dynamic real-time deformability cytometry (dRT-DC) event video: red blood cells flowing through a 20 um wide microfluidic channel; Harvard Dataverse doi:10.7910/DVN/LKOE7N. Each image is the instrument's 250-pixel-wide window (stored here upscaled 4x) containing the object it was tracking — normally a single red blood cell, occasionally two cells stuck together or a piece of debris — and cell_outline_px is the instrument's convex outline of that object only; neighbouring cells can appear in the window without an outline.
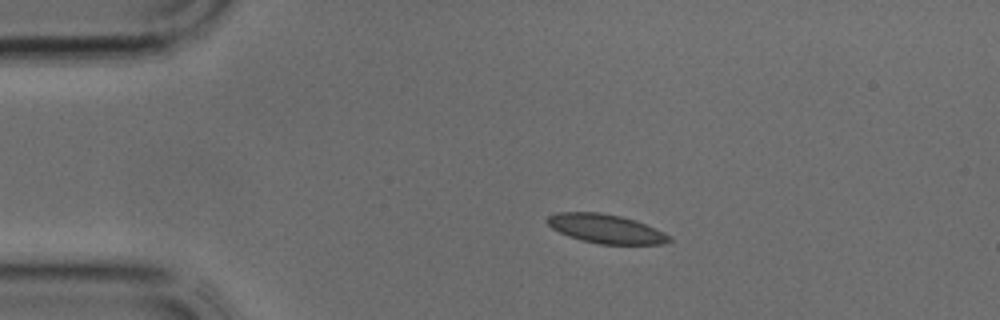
{"species": "common noctule bat (a hibernating species)", "species_latin": "Nyctalus noctula", "temperature_condition": "cold", "stored_images_in_passage": 32, "camera_frame_rate_fps": 3000, "um_per_image_px": 0.085, "animal": {"sex": "male", "body_mass_g": 17.9, "forearm_length_mm": 54.2}, "frame": {"image": 1, "passage_image": 1, "time_ms": 0.0, "image_size_px": [1000, 320], "cell_outline_px": [[672, 240], [664, 244], [600, 244], [568, 236], [552, 228], [544, 220], [548, 216], [556, 212], [600, 212], [620, 216], [636, 220], [664, 232], [672, 236]], "centroid_in_image_um": [51.51, 19.43], "position_along_channel_um": 33.5, "area_um2": 20.63}}
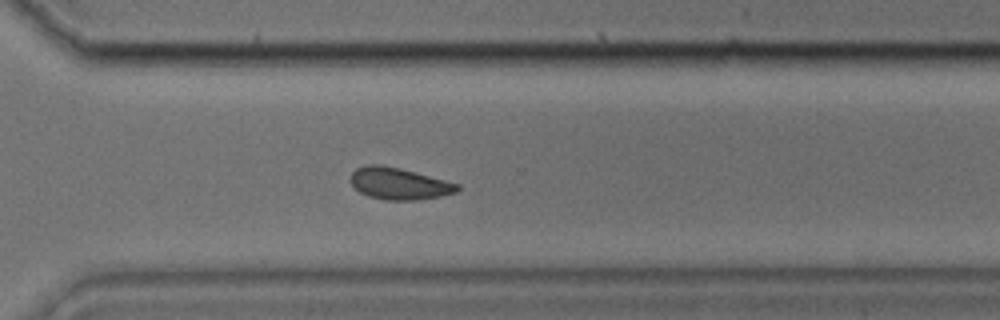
{"frame": {"image": 2, "passage_image": 21, "time_ms": 6.667, "image_size_px": [1000, 320], "cell_outline_px": [[460, 188], [456, 192], [440, 196], [416, 200], [384, 200], [368, 196], [352, 188], [348, 180], [352, 172], [356, 168], [368, 164], [380, 164], [400, 168], [460, 184]], "centroid_in_image_um": [33.85, 15.6], "position_along_channel_um": 336.7, "area_um2": 20.0}}
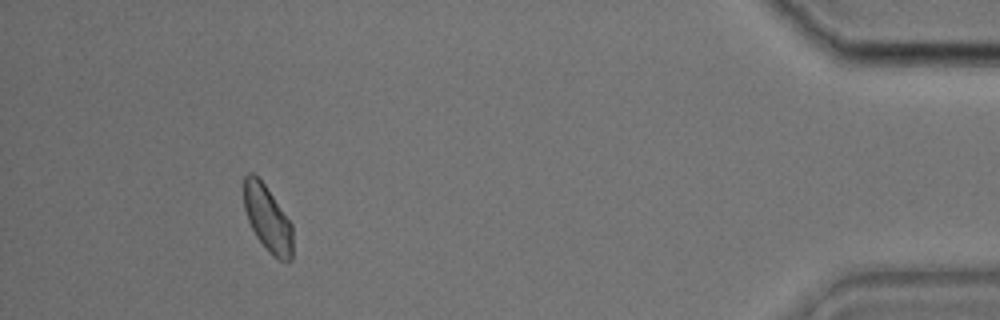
{"frame": {"image": 3, "passage_image": 29, "time_ms": 9.333, "image_size_px": [1000, 320], "cell_outline_px": [[292, 260], [280, 260], [256, 236], [248, 220], [244, 208], [244, 176], [248, 172], [252, 172], [264, 184], [292, 224]], "centroid_in_image_um": [22.73, 18.53], "position_along_channel_um": 412.5, "area_um2": 18.21}}